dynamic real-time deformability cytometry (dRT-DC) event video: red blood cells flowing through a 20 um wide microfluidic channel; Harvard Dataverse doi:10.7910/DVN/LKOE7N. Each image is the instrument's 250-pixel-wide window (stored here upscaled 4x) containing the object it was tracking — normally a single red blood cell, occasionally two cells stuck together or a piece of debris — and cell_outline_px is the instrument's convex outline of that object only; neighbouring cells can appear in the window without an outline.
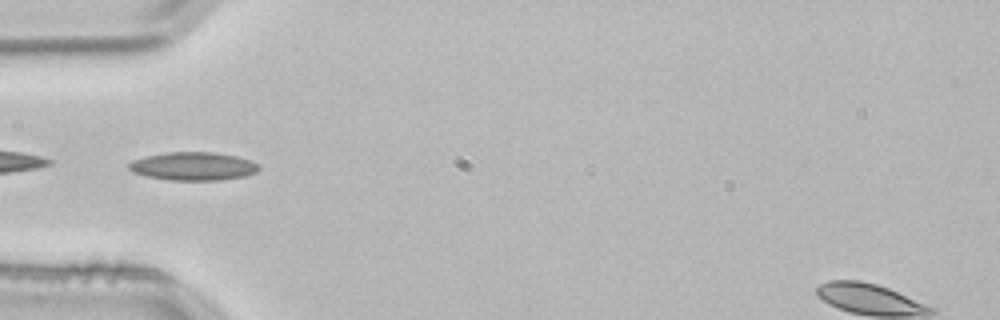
{"species": "common noctule bat (a hibernating species)", "species_latin": "Nyctalus noctula", "temperature_condition": "room temperature", "stored_images_in_passage": 3, "camera_frame_rate_fps": 3000, "um_per_image_px": 0.085, "animal": {"sex": "male", "body_mass_g": 21.5, "forearm_length_mm": 52.0}, "frame": {"image": 1, "passage_image": 3, "time_ms": 0.667, "image_size_px": [1000, 320], "cell_outline_px": [[260, 168], [256, 172], [244, 176], [220, 180], [168, 180], [144, 176], [132, 172], [128, 168], [128, 164], [132, 160], [144, 156], [168, 152], [216, 152], [236, 156], [252, 160], [260, 164]], "centroid_in_image_um": [16.42, 14.12], "position_along_channel_um": 68.6, "area_um2": 21.68}}